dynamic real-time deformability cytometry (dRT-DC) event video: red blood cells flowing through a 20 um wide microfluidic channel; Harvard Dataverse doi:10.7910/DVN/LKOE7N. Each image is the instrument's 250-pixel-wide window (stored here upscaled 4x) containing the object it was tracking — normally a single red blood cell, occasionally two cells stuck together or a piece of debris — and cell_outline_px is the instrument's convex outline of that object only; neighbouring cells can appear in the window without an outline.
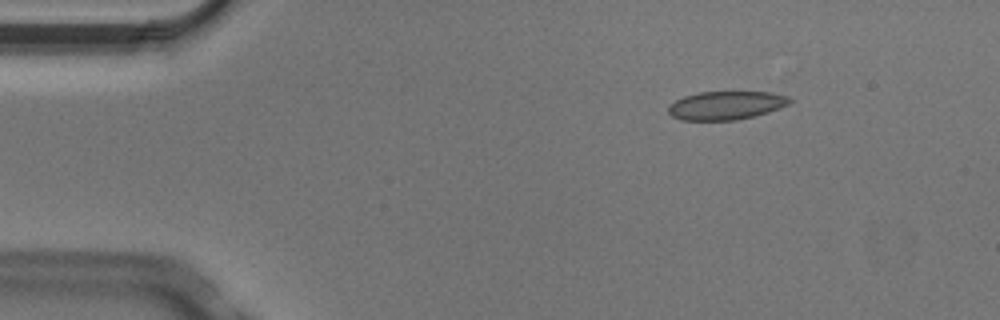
{"species": "Egyptian fruit bat (a non-hibernating species)", "species_latin": "Rousettus aegyptiacus", "temperature_condition": "cold", "stored_images_in_passage": 3, "camera_frame_rate_fps": 3000, "um_per_image_px": 0.085, "animal": {"sex": "male"}, "frame": {"image": 1, "passage_image": 2, "time_ms": 0.333, "image_size_px": [1000, 320], "cell_outline_px": [[796, 100], [780, 108], [756, 116], [736, 120], [680, 120], [672, 116], [668, 112], [668, 104], [684, 96], [700, 92], [772, 92], [788, 96]], "centroid_in_image_um": [61.74, 8.96], "position_along_channel_um": 23.3, "area_um2": 20.35}}